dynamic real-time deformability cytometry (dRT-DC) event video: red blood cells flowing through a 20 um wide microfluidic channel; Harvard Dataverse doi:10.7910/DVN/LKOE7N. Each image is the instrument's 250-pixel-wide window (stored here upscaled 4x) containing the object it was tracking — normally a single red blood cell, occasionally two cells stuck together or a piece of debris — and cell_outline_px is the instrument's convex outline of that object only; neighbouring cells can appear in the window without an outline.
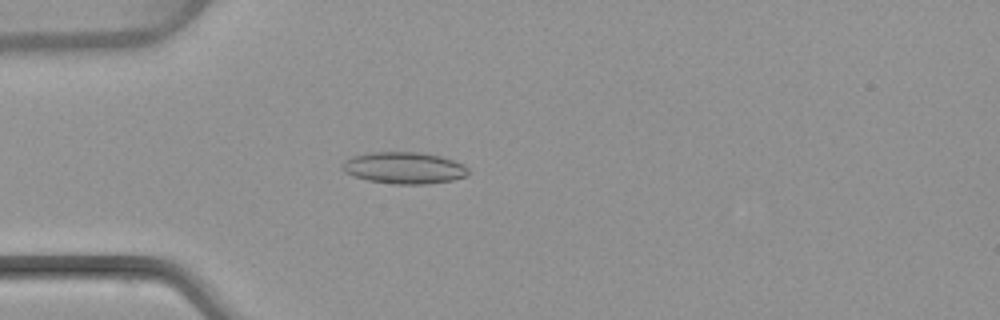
{"species": "common noctule bat (a hibernating species)", "species_latin": "Nyctalus noctula", "temperature_condition": "warm", "stored_images_in_passage": 2, "camera_frame_rate_fps": 3000, "um_per_image_px": 0.085, "animal": {"sex": "female", "body_mass_g": 22.7, "forearm_length_mm": 54.2}, "frame": {"image": 1, "passage_image": 2, "time_ms": 1.333, "image_size_px": [1000, 320], "cell_outline_px": [[468, 176], [452, 180], [428, 184], [392, 184], [368, 180], [352, 176], [344, 172], [340, 168], [340, 164], [344, 160], [352, 156], [368, 152], [420, 152], [440, 156], [464, 164], [468, 168]], "centroid_in_image_um": [34.31, 14.27], "position_along_channel_um": 50.7, "area_um2": 23.58}}